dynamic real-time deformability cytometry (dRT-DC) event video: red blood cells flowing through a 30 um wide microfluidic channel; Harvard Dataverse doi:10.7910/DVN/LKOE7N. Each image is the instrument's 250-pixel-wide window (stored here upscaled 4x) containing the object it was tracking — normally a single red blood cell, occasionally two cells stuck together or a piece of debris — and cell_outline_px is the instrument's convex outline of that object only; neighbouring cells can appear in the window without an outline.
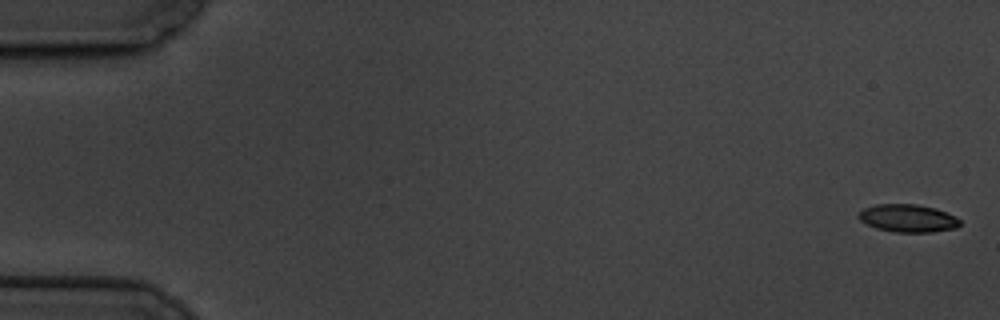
{"species": "common noctule bat (a hibernating species)", "species_latin": "Nyctalus noctula", "temperature_condition": "cold", "stored_images_in_passage": 5, "camera_frame_rate_fps": 3000, "um_per_image_px": 0.085, "animal": {"sex": "male", "body_mass_g": 19.5, "forearm_length_mm": 54.6}, "frame": {"image": 1, "passage_image": 1, "time_ms": 0.0, "image_size_px": [1000, 320], "cell_outline_px": [[960, 224], [956, 228], [932, 232], [896, 232], [876, 228], [860, 220], [856, 216], [864, 208], [876, 204], [916, 204], [936, 208], [956, 216], [960, 220]], "centroid_in_image_um": [77.18, 18.54], "position_along_channel_um": 7.8, "area_um2": 16.42}}
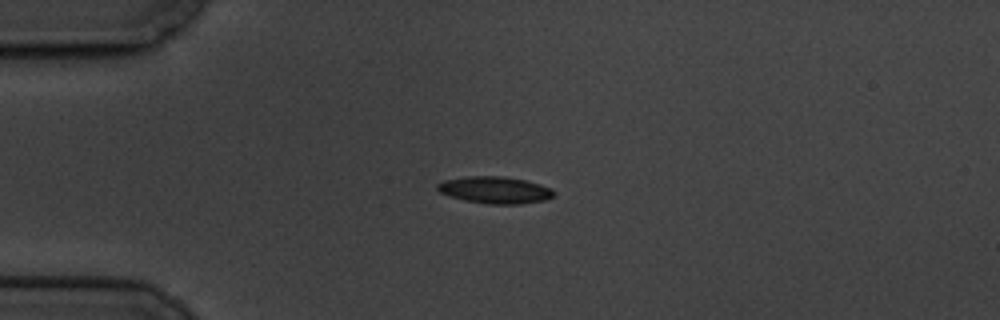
{"frame": {"image": 2, "passage_image": 5, "time_ms": 4.667, "image_size_px": [1000, 320], "cell_outline_px": [[556, 192], [552, 196], [544, 200], [520, 204], [488, 204], [464, 200], [440, 192], [436, 188], [436, 184], [444, 180], [468, 176], [504, 176], [524, 180], [540, 184], [552, 188]], "centroid_in_image_um": [42.08, 16.14], "position_along_channel_um": 42.9, "area_um2": 18.21}}